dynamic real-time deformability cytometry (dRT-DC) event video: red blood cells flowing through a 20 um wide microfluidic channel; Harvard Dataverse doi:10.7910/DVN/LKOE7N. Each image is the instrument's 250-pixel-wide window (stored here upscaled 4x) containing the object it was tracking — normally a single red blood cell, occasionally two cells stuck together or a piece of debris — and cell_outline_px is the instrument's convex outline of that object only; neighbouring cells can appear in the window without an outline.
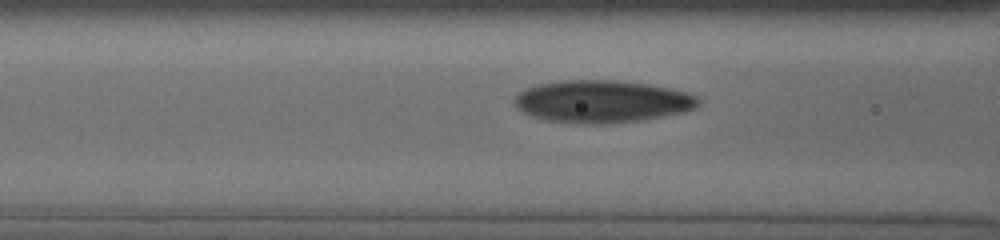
{"species": "human", "species_latin": "Homo sapiens", "temperature_condition": "cold", "stored_images_in_passage": 20, "camera_frame_rate_fps": 3000, "um_per_image_px": 0.085, "donor": {"sex": "male"}, "frame": {"image": 1, "passage_image": 16, "time_ms": 4.0, "image_size_px": [1000, 240], "cell_outline_px": [[700, 100], [692, 108], [680, 112], [640, 120], [608, 124], [588, 124], [548, 120], [524, 112], [516, 104], [516, 96], [520, 92], [536, 84], [564, 80], [616, 80], [648, 84], [668, 88], [684, 92], [696, 96]], "centroid_in_image_um": [51.16, 8.61], "position_along_channel_um": 115.4, "area_um2": 44.51}}
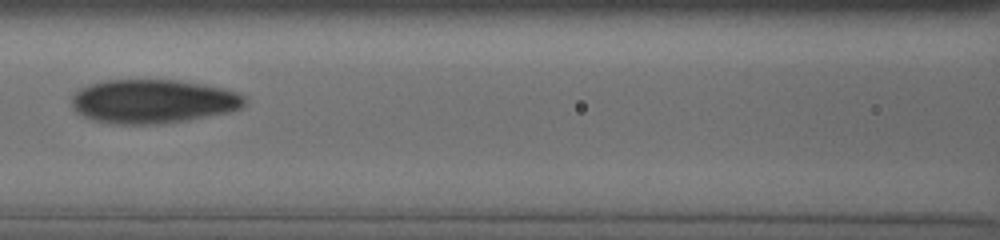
{"frame": {"image": 2, "passage_image": 18, "time_ms": 5.0, "image_size_px": [1000, 240], "cell_outline_px": [[244, 104], [240, 108], [228, 112], [188, 120], [164, 124], [120, 124], [96, 120], [84, 116], [72, 104], [72, 96], [80, 88], [104, 80], [180, 80], [204, 84], [236, 92], [244, 96]], "centroid_in_image_um": [13.03, 8.61], "position_along_channel_um": 153.6, "area_um2": 43.81}}